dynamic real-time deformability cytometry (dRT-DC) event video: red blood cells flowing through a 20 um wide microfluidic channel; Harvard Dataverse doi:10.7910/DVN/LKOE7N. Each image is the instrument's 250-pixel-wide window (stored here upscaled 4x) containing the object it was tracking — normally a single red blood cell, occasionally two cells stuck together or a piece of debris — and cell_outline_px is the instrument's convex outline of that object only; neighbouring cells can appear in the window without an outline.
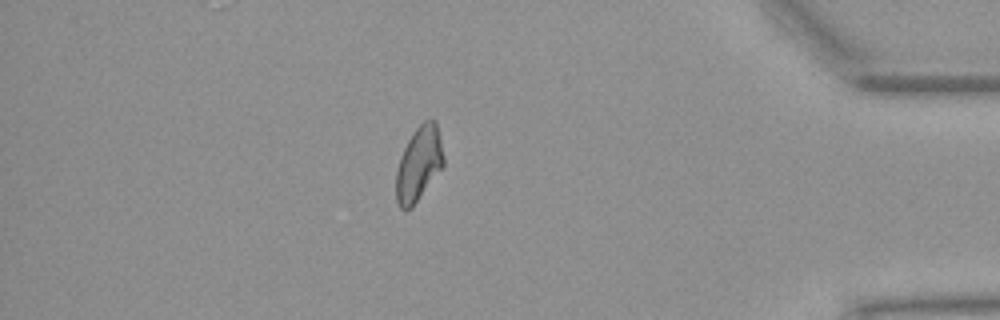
{"species": "Egyptian fruit bat (a non-hibernating species)", "species_latin": "Rousettus aegyptiacus", "temperature_condition": "warm", "stored_images_in_passage": 38, "camera_frame_rate_fps": 3000, "um_per_image_px": 0.085, "animal": {"sex": "female"}, "frame": {"image": 1, "passage_image": 37, "time_ms": 12.0, "image_size_px": [1000, 320], "cell_outline_px": [[444, 164], [412, 208], [400, 208], [396, 200], [396, 172], [400, 156], [412, 132], [424, 120], [436, 120], [444, 156]], "centroid_in_image_um": [35.59, 13.91], "position_along_channel_um": 399.6, "area_um2": 20.4}}